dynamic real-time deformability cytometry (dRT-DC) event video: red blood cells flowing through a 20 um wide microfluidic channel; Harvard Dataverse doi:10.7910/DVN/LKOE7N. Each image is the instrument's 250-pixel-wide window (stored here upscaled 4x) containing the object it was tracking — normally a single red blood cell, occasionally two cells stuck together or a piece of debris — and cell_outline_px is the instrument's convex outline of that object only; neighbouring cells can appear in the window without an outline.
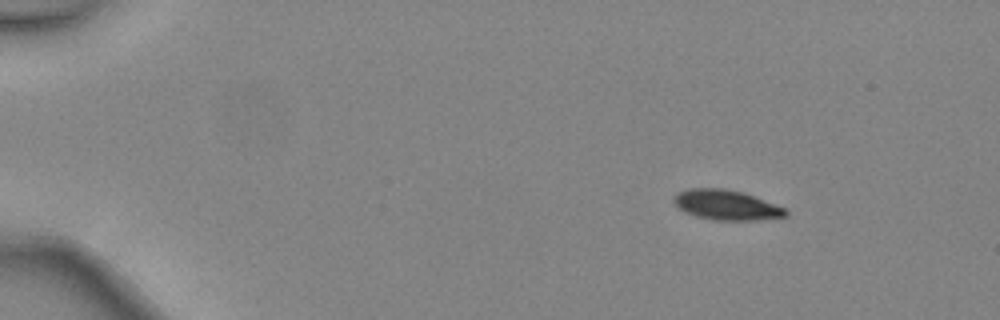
{"species": "common noctule bat (a hibernating species)", "species_latin": "Nyctalus noctula", "temperature_condition": "warm", "stored_images_in_passage": 4, "camera_frame_rate_fps": 3000, "um_per_image_px": 0.085, "animal": {"sex": "female", "body_mass_g": 24.6, "forearm_length_mm": 56.2}, "frame": {"image": 1, "passage_image": 1, "time_ms": 0.0, "image_size_px": [1000, 320], "cell_outline_px": [[788, 216], [756, 220], [712, 220], [696, 216], [684, 212], [672, 200], [676, 192], [688, 188], [724, 188], [744, 192], [784, 208], [788, 212]], "centroid_in_image_um": [61.71, 17.41], "position_along_channel_um": 23.3, "area_um2": 19.59}}
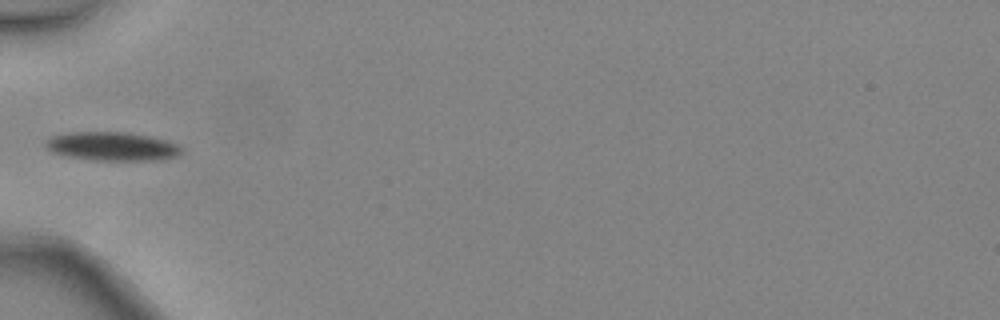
{"frame": {"image": 2, "passage_image": 4, "time_ms": 1.0, "image_size_px": [1000, 320], "cell_outline_px": [[180, 152], [176, 156], [164, 160], [92, 160], [64, 156], [52, 152], [44, 148], [44, 140], [52, 136], [68, 132], [128, 132], [168, 140], [176, 144], [180, 148]], "centroid_in_image_um": [9.46, 12.44], "position_along_channel_um": 75.5, "area_um2": 22.95}}